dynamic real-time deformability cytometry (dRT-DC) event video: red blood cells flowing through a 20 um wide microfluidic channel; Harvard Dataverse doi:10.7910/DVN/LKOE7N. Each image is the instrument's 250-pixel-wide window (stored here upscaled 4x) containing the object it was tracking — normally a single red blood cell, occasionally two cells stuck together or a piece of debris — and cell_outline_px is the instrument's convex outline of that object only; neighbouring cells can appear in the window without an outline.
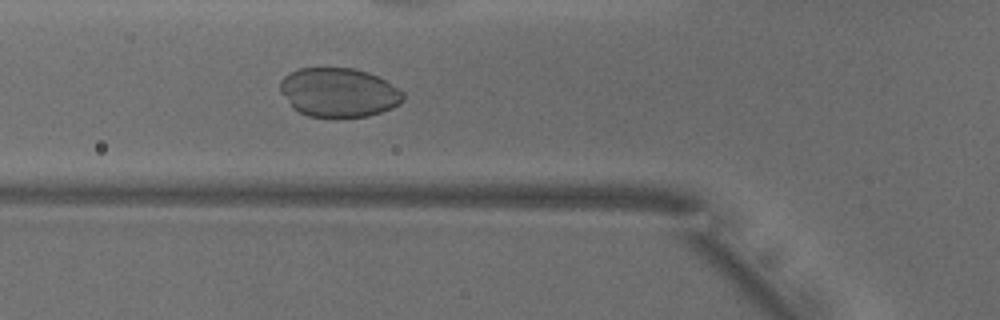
{"species": "common noctule bat (a hibernating species)", "species_latin": "Nyctalus noctula", "temperature_condition": "warm", "stored_images_in_passage": 32, "camera_frame_rate_fps": 3000, "um_per_image_px": 0.085, "animal": {"sex": "male", "body_mass_g": 18.8}, "frame": {"image": 1, "passage_image": 3, "time_ms": 0.667, "image_size_px": [1000, 320], "cell_outline_px": [[404, 100], [400, 104], [392, 108], [368, 116], [332, 120], [308, 116], [292, 108], [280, 92], [280, 80], [284, 76], [300, 68], [352, 68], [368, 72], [384, 80], [404, 92]], "centroid_in_image_um": [28.78, 7.9], "position_along_channel_um": 97.0, "area_um2": 35.84}}
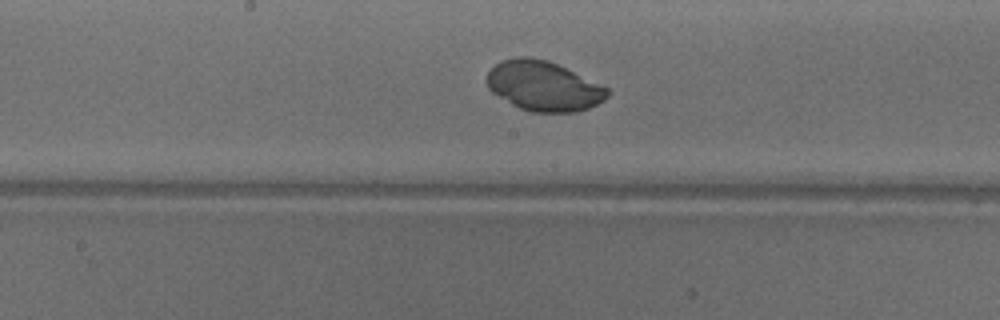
{"frame": {"image": 2, "passage_image": 11, "time_ms": 3.333, "image_size_px": [1000, 320], "cell_outline_px": [[608, 96], [604, 100], [588, 108], [576, 112], [532, 112], [520, 108], [512, 104], [492, 92], [488, 88], [488, 72], [496, 64], [504, 60], [516, 56], [532, 56], [548, 60], [608, 88]], "centroid_in_image_um": [46.19, 7.31], "position_along_channel_um": 202.0, "area_um2": 34.62}}
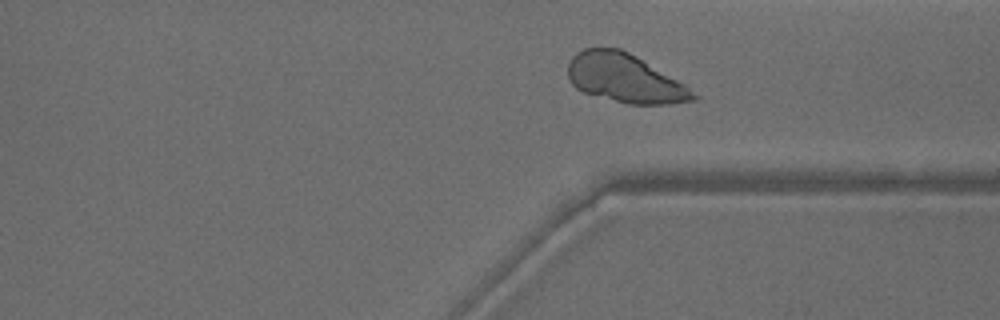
{"frame": {"image": 3, "passage_image": 23, "time_ms": 7.333, "image_size_px": [1000, 320], "cell_outline_px": [[700, 100], [672, 104], [628, 104], [584, 92], [576, 88], [568, 80], [568, 64], [572, 56], [576, 52], [584, 48], [620, 48], [636, 56], [676, 80], [700, 96]], "centroid_in_image_um": [53.1, 6.66], "position_along_channel_um": 358.3, "area_um2": 35.32}}